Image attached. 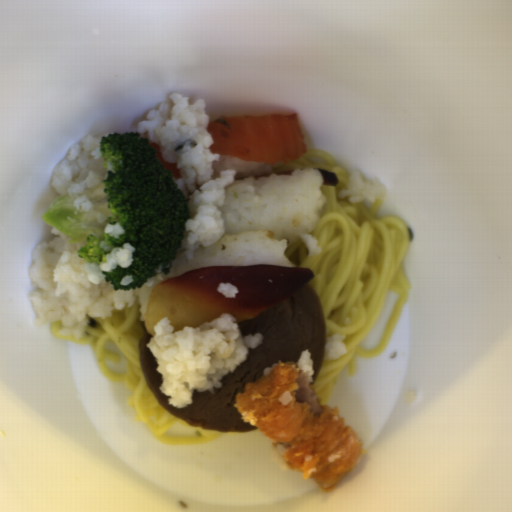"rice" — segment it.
<instances>
[{"instance_id":"652b925c","label":"rice","mask_w":512,"mask_h":512,"mask_svg":"<svg viewBox=\"0 0 512 512\" xmlns=\"http://www.w3.org/2000/svg\"><path fill=\"white\" fill-rule=\"evenodd\" d=\"M283 163L266 164L219 155L213 161L212 181L228 170L235 176L225 187L224 204L218 212L225 229L207 247H199L188 259L180 248L168 275L157 274L134 289L144 321L151 291L161 282L203 267L270 265L295 268L284 253L286 248L314 230L327 197L318 168H296L290 175L271 174ZM271 174L267 177H254Z\"/></svg>"},{"instance_id":"023b6e5f","label":"rice","mask_w":512,"mask_h":512,"mask_svg":"<svg viewBox=\"0 0 512 512\" xmlns=\"http://www.w3.org/2000/svg\"><path fill=\"white\" fill-rule=\"evenodd\" d=\"M188 100L178 92L169 94L136 124V132L147 142L160 145L164 161L180 169L181 176L175 182L189 207L180 249L192 260L197 249L214 244L225 233L219 209L225 204L226 187L233 183L236 173L231 168L212 179L220 153H212L210 148L213 138L206 129L207 107L200 99L194 103Z\"/></svg>"},{"instance_id":"8eca5e8b","label":"rice","mask_w":512,"mask_h":512,"mask_svg":"<svg viewBox=\"0 0 512 512\" xmlns=\"http://www.w3.org/2000/svg\"><path fill=\"white\" fill-rule=\"evenodd\" d=\"M51 232V241L30 253L28 273L35 286L28 295L35 312L34 328L61 322L60 335L84 338L88 315L105 319L113 316L114 309L135 305V289L114 290L103 274L133 263L135 247L130 242L114 248L102 263L92 264L79 257L84 241L70 243L59 230L52 227Z\"/></svg>"},{"instance_id":"acb35da6","label":"rice","mask_w":512,"mask_h":512,"mask_svg":"<svg viewBox=\"0 0 512 512\" xmlns=\"http://www.w3.org/2000/svg\"><path fill=\"white\" fill-rule=\"evenodd\" d=\"M154 336L147 342L156 371L161 376L162 394L169 405L187 407L194 392L222 388L221 377L233 374L250 348L261 346L263 333L244 337L237 318L221 314L199 327L184 326L174 331L170 317L154 323Z\"/></svg>"},{"instance_id":"b023fe2a","label":"rice","mask_w":512,"mask_h":512,"mask_svg":"<svg viewBox=\"0 0 512 512\" xmlns=\"http://www.w3.org/2000/svg\"><path fill=\"white\" fill-rule=\"evenodd\" d=\"M100 145L101 137L88 135L80 143L70 146L66 158L53 169L51 187L54 193L62 197L69 195L77 211H91L93 204L87 192L108 175Z\"/></svg>"},{"instance_id":"e3fd555f","label":"rice","mask_w":512,"mask_h":512,"mask_svg":"<svg viewBox=\"0 0 512 512\" xmlns=\"http://www.w3.org/2000/svg\"><path fill=\"white\" fill-rule=\"evenodd\" d=\"M388 193V187L377 178L367 179L362 172L353 171L347 185L340 190L337 198H348L349 203L367 201L375 203L383 201Z\"/></svg>"},{"instance_id":"a3056103","label":"rice","mask_w":512,"mask_h":512,"mask_svg":"<svg viewBox=\"0 0 512 512\" xmlns=\"http://www.w3.org/2000/svg\"><path fill=\"white\" fill-rule=\"evenodd\" d=\"M347 335L335 333L332 334L327 341L324 349V359L338 360L347 352V347L344 343Z\"/></svg>"},{"instance_id":"f2f60c81","label":"rice","mask_w":512,"mask_h":512,"mask_svg":"<svg viewBox=\"0 0 512 512\" xmlns=\"http://www.w3.org/2000/svg\"><path fill=\"white\" fill-rule=\"evenodd\" d=\"M299 366L305 373H308L310 384L313 381L314 368L313 361L311 358V353L307 349L303 350L298 358V360L294 363Z\"/></svg>"},{"instance_id":"0b520998","label":"rice","mask_w":512,"mask_h":512,"mask_svg":"<svg viewBox=\"0 0 512 512\" xmlns=\"http://www.w3.org/2000/svg\"><path fill=\"white\" fill-rule=\"evenodd\" d=\"M300 239L303 242L309 257H316L321 254V247L318 246V239L311 233L300 234Z\"/></svg>"},{"instance_id":"e7b20468","label":"rice","mask_w":512,"mask_h":512,"mask_svg":"<svg viewBox=\"0 0 512 512\" xmlns=\"http://www.w3.org/2000/svg\"><path fill=\"white\" fill-rule=\"evenodd\" d=\"M270 454H271L273 461L281 469H283L284 471L290 469V467L284 457V455L287 454V449L283 445L278 443L277 446H274L272 444V446L270 448Z\"/></svg>"},{"instance_id":"d2b440a0","label":"rice","mask_w":512,"mask_h":512,"mask_svg":"<svg viewBox=\"0 0 512 512\" xmlns=\"http://www.w3.org/2000/svg\"><path fill=\"white\" fill-rule=\"evenodd\" d=\"M125 232V228L118 221L104 227V233L113 238H120V236H124Z\"/></svg>"},{"instance_id":"50a67109","label":"rice","mask_w":512,"mask_h":512,"mask_svg":"<svg viewBox=\"0 0 512 512\" xmlns=\"http://www.w3.org/2000/svg\"><path fill=\"white\" fill-rule=\"evenodd\" d=\"M217 290L222 294L223 297L226 298H235L236 294L239 291L236 286L228 282H221L217 286Z\"/></svg>"},{"instance_id":"fb1fb577","label":"rice","mask_w":512,"mask_h":512,"mask_svg":"<svg viewBox=\"0 0 512 512\" xmlns=\"http://www.w3.org/2000/svg\"><path fill=\"white\" fill-rule=\"evenodd\" d=\"M278 399H279L281 405H286V404L292 402L293 396H292L291 391H286L283 394H281Z\"/></svg>"},{"instance_id":"5b1b7eff","label":"rice","mask_w":512,"mask_h":512,"mask_svg":"<svg viewBox=\"0 0 512 512\" xmlns=\"http://www.w3.org/2000/svg\"><path fill=\"white\" fill-rule=\"evenodd\" d=\"M133 282L132 274H126L120 281V285L127 286Z\"/></svg>"}]
</instances>
